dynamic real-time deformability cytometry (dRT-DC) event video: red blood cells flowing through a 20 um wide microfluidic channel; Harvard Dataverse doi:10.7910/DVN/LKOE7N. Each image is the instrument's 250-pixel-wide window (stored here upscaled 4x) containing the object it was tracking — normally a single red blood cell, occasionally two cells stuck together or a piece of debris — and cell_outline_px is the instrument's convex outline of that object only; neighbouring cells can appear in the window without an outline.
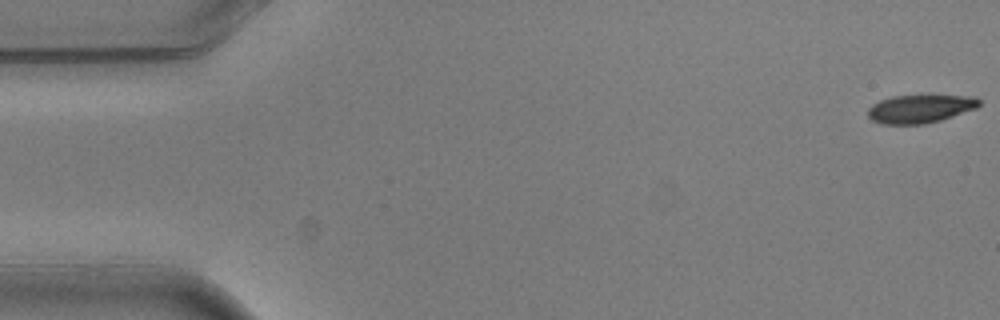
{"species": "common noctule bat (a hibernating species)", "species_latin": "Nyctalus noctula", "temperature_condition": "warm", "stored_images_in_passage": 4, "camera_frame_rate_fps": 3000, "um_per_image_px": 0.085, "animal": {"sex": "male", "body_mass_g": 20.5, "forearm_length_mm": 52.5}, "frame": {"image": 1, "passage_image": 1, "time_ms": 0.0, "image_size_px": [1000, 320], "cell_outline_px": [[980, 104], [976, 108], [940, 120], [924, 124], [880, 124], [872, 120], [868, 116], [868, 108], [872, 104], [880, 100], [892, 96], [976, 96], [980, 100]], "centroid_in_image_um": [78.18, 9.25], "position_along_channel_um": 6.8, "area_um2": 18.15}}
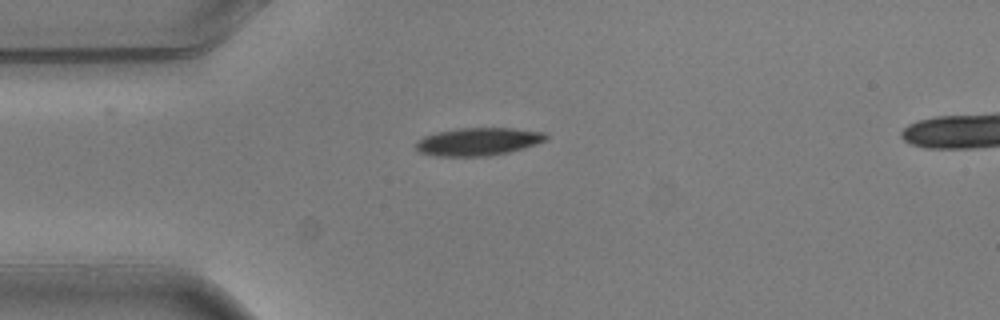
{"frame": {"image": 2, "passage_image": 4, "time_ms": 1.0, "image_size_px": [1000, 320], "cell_outline_px": [[548, 140], [524, 148], [508, 152], [488, 156], [436, 156], [420, 152], [416, 148], [416, 140], [424, 136], [436, 132], [456, 128], [512, 128], [544, 132], [548, 136]], "centroid_in_image_um": [40.65, 12.03], "position_along_channel_um": 44.4, "area_um2": 21.21}}